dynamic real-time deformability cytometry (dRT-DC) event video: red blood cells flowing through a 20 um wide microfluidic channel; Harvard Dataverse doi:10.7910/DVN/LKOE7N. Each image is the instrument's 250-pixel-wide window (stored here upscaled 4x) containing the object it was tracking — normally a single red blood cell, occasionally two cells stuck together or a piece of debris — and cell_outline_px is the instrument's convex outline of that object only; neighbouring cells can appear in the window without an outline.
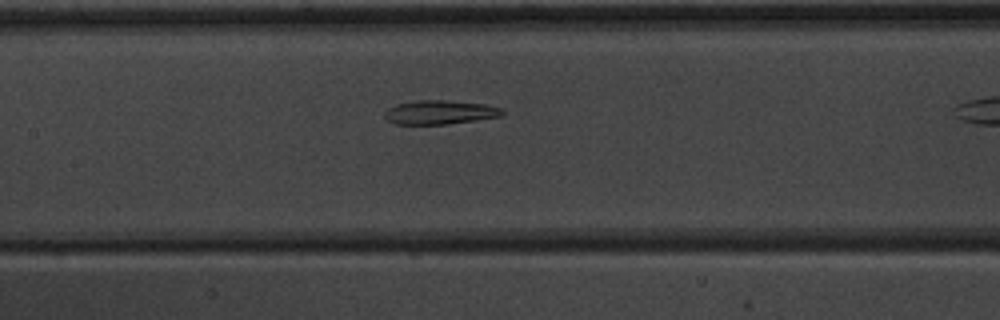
{"species": "common noctule bat (a hibernating species)", "species_latin": "Nyctalus noctula", "temperature_condition": "warm", "stored_images_in_passage": 29, "segment_of_instrument_passage": [1, 2], "camera_frame_rate_fps": 3000, "um_per_image_px": 0.085, "animal": {"sex": "male", "body_mass_g": 20.1, "forearm_length_mm": 53.5}, "frame": {"image": 1, "passage_image": 12, "time_ms": 3.667, "image_size_px": [1000, 320], "cell_outline_px": [[504, 112], [500, 116], [476, 120], [444, 124], [396, 124], [388, 120], [384, 116], [384, 112], [388, 108], [396, 104], [420, 100], [444, 100], [484, 104], [500, 108]], "centroid_in_image_um": [37.35, 9.54], "position_along_channel_um": 170.1, "area_um2": 16.18}}
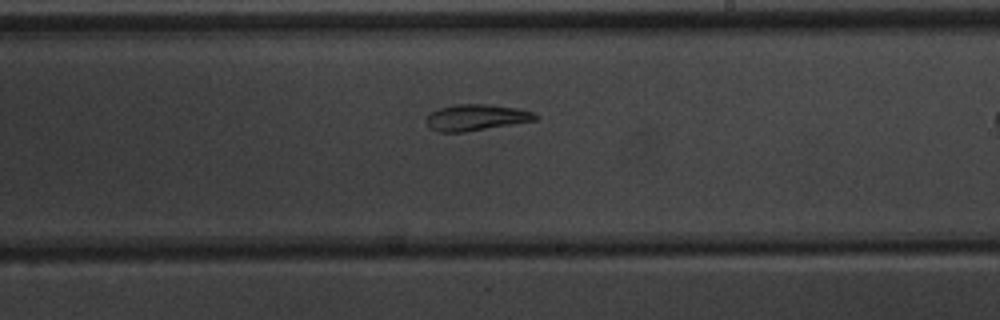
{"frame": {"image": 2, "passage_image": 18, "time_ms": 5.667, "image_size_px": [1000, 320], "cell_outline_px": [[540, 116], [536, 120], [464, 132], [436, 132], [424, 120], [432, 112], [440, 108], [456, 104], [488, 104], [516, 108], [532, 112]], "centroid_in_image_um": [40.47, 9.98], "position_along_channel_um": 248.5, "area_um2": 16.47}}
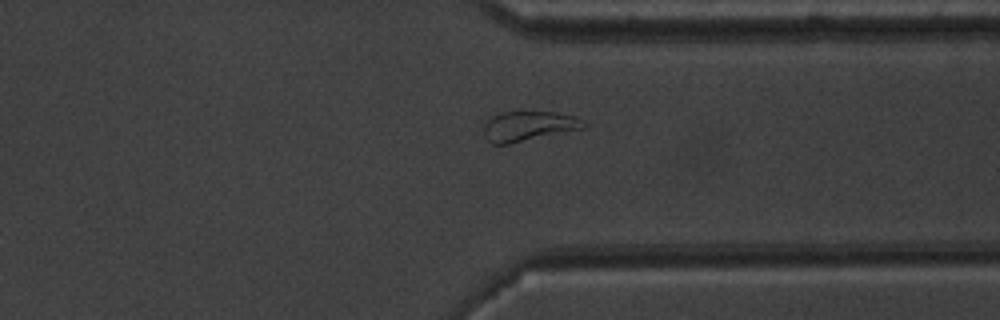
{"frame": {"image": 3, "passage_image": 27, "time_ms": 8.667, "image_size_px": [1000, 320], "cell_outline_px": [[588, 124], [584, 128], [508, 144], [492, 144], [484, 136], [484, 124], [492, 116], [500, 112], [556, 112], [576, 116], [584, 120]], "centroid_in_image_um": [44.94, 10.71], "position_along_channel_um": 366.5, "area_um2": 17.4}}